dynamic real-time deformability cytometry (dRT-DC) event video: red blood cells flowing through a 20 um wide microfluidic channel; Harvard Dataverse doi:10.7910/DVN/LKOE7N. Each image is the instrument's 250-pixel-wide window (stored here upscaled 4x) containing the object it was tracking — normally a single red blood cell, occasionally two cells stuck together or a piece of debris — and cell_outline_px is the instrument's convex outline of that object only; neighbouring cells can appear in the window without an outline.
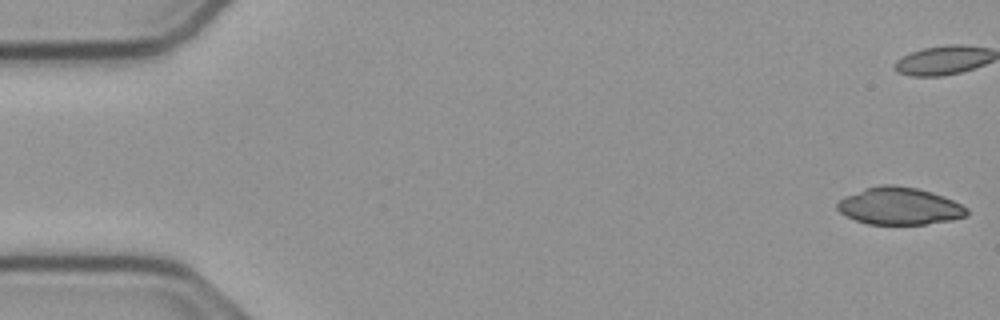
{"species": "common noctule bat (a hibernating species)", "species_latin": "Nyctalus noctula", "temperature_condition": "cold", "stored_images_in_passage": 54, "camera_frame_rate_fps": 3000, "um_per_image_px": 0.085, "animal": {"sex": "male", "body_mass_g": 23.1, "forearm_length_mm": 52.7}, "frame": {"image": 1, "passage_image": 1, "time_ms": 0.0, "image_size_px": [1000, 320], "cell_outline_px": [[968, 216], [952, 220], [924, 224], [868, 224], [856, 220], [840, 212], [836, 208], [836, 204], [844, 196], [864, 188], [880, 184], [892, 184], [916, 188], [932, 192], [944, 196], [968, 208]], "centroid_in_image_um": [76.45, 17.51], "position_along_channel_um": 8.5, "area_um2": 28.21}}